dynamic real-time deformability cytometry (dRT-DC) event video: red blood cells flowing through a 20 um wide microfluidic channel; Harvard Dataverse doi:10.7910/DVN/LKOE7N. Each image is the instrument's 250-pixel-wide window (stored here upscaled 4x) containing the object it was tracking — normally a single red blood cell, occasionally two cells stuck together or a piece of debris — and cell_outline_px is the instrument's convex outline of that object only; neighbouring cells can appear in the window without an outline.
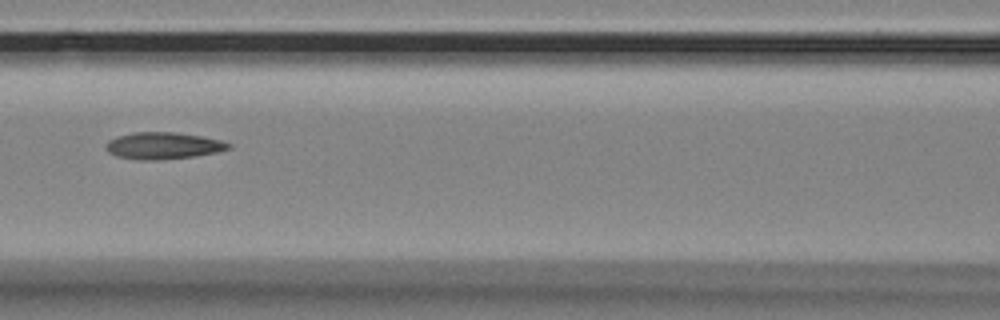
{"species": "Egyptian fruit bat (a non-hibernating species)", "species_latin": "Rousettus aegyptiacus", "temperature_condition": "room temperature", "stored_images_in_passage": 15, "camera_frame_rate_fps": 3000, "um_per_image_px": 0.085, "animal": {"sex": "female"}, "frame": {"image": 1, "passage_image": 6, "time_ms": 1.667, "image_size_px": [1000, 320], "cell_outline_px": [[232, 148], [216, 152], [192, 156], [160, 160], [140, 160], [116, 156], [108, 152], [104, 148], [104, 144], [108, 140], [116, 136], [132, 132], [176, 132], [200, 136], [220, 140], [232, 144]], "centroid_in_image_um": [13.82, 12.38], "position_along_channel_um": 152.8, "area_um2": 19.31}}
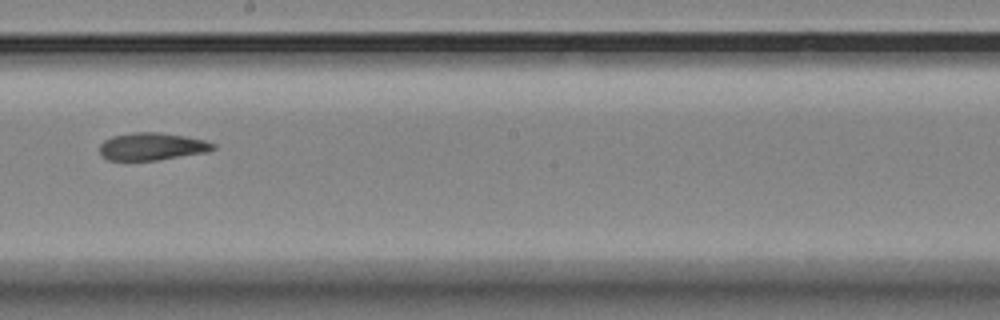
{"frame": {"image": 2, "passage_image": 8, "time_ms": 2.333, "image_size_px": [1000, 320], "cell_outline_px": [[216, 148], [208, 152], [160, 160], [108, 160], [100, 156], [100, 144], [104, 140], [112, 136], [132, 132], [160, 132], [184, 136], [204, 140], [216, 144]], "centroid_in_image_um": [12.92, 12.45], "position_along_channel_um": 235.3, "area_um2": 18.38}}
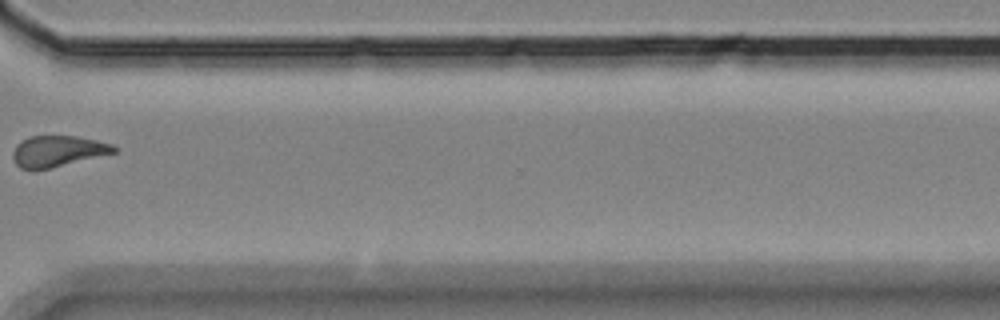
{"frame": {"image": 3, "passage_image": 11, "time_ms": 3.333, "image_size_px": [1000, 320], "cell_outline_px": [[120, 148], [116, 152], [48, 168], [20, 168], [16, 164], [12, 156], [12, 152], [16, 144], [20, 140], [28, 136], [76, 136], [96, 140], [112, 144]], "centroid_in_image_um": [4.9, 12.82], "position_along_channel_um": 365.7, "area_um2": 18.03}}